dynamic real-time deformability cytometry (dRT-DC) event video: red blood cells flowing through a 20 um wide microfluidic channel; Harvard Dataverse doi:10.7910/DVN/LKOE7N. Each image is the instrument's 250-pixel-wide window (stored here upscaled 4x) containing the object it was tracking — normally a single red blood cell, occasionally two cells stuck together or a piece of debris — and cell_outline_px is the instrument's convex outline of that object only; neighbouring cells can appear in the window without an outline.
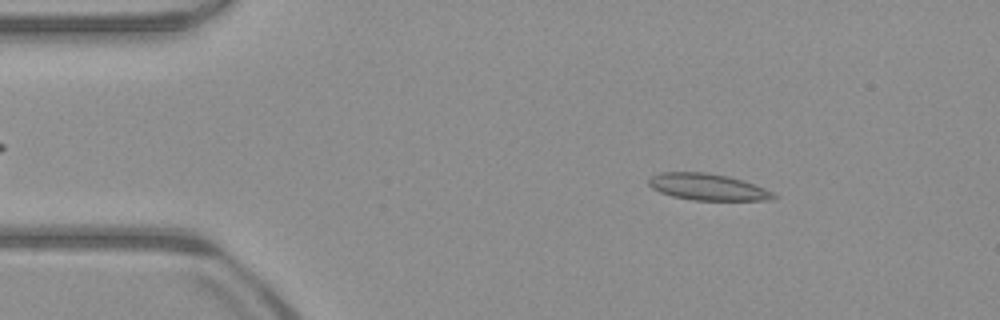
{"species": "common noctule bat (a hibernating species)", "species_latin": "Nyctalus noctula", "temperature_condition": "warm", "stored_images_in_passage": 51, "camera_frame_rate_fps": 3000, "um_per_image_px": 0.085, "animal": {"sex": "male", "body_mass_g": 23.1, "forearm_length_mm": 52.7}, "frame": {"image": 1, "passage_image": 7, "time_ms": 2.0, "image_size_px": [1000, 320], "cell_outline_px": [[780, 196], [772, 200], [692, 200], [672, 196], [660, 192], [652, 188], [648, 184], [648, 180], [652, 176], [660, 172], [704, 172], [728, 176], [764, 188]], "centroid_in_image_um": [60.14, 15.9], "position_along_channel_um": 24.9, "area_um2": 19.25}}
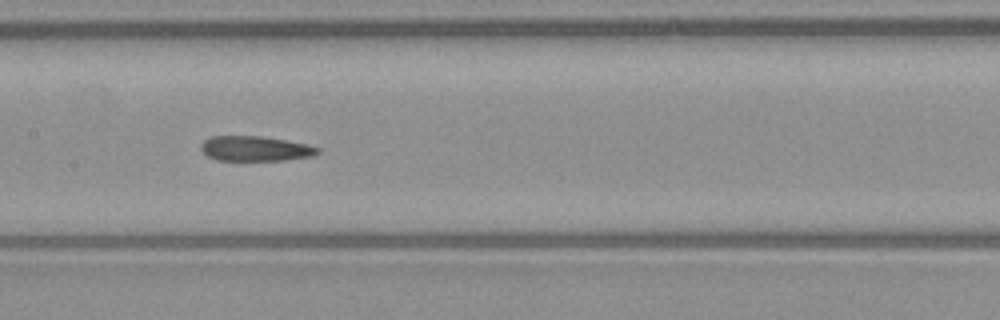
{"frame": {"image": 2, "passage_image": 24, "time_ms": 7.667, "image_size_px": [1000, 320], "cell_outline_px": [[320, 152], [312, 156], [284, 160], [216, 160], [208, 156], [200, 148], [200, 144], [208, 136], [260, 136], [308, 144], [320, 148]], "centroid_in_image_um": [21.68, 12.62], "position_along_channel_um": 185.7, "area_um2": 16.99}}
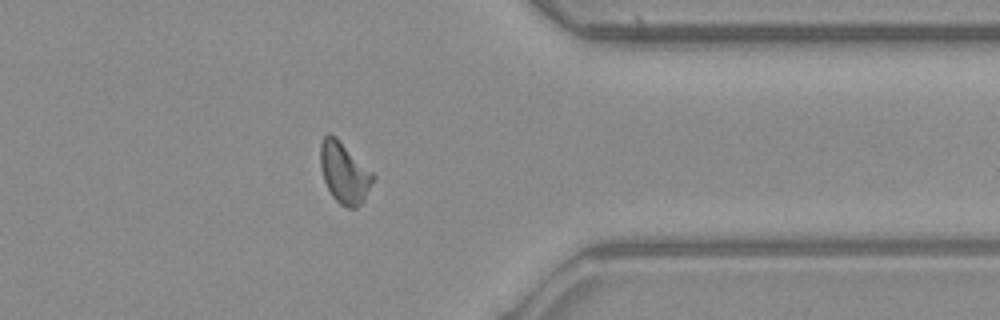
{"frame": {"image": 3, "passage_image": 40, "time_ms": 13.0, "image_size_px": [1000, 320], "cell_outline_px": [[376, 176], [364, 200], [356, 208], [348, 208], [340, 204], [332, 196], [324, 180], [320, 164], [320, 144], [324, 136], [328, 132], [336, 136]], "centroid_in_image_um": [29.26, 14.67], "position_along_channel_um": 382.1, "area_um2": 18.67}, "authors_computed_cell_mechanics": {"area_um2": 18.0914, "velocity_mm_per_s": 3.9548, "shape_relaxation_time_tau1_ms": null, "shape_relaxation_time_tau2_ms": 3.05, "deformation_change_tau1": null, "deformation_change_tau2": 0.0968}}